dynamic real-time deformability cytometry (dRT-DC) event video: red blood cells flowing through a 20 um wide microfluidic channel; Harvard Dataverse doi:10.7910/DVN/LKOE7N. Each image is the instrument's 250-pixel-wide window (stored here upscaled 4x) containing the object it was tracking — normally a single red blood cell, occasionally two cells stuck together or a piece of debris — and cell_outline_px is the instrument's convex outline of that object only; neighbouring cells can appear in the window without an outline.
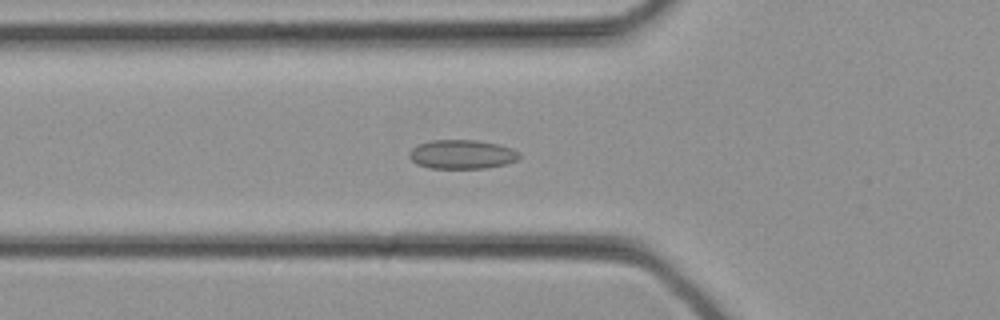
{"species": "common noctule bat (a hibernating species)", "species_latin": "Nyctalus noctula", "temperature_condition": "cold", "stored_images_in_passage": 27, "camera_frame_rate_fps": 3000, "um_per_image_px": 0.085, "animal": {"sex": "female", "body_mass_g": 21.9}, "frame": {"image": 1, "passage_image": 9, "time_ms": 2.667, "image_size_px": [1000, 320], "cell_outline_px": [[520, 156], [516, 160], [504, 164], [484, 168], [428, 168], [416, 164], [408, 156], [408, 152], [412, 148], [420, 144], [432, 140], [476, 140], [496, 144], [512, 148], [520, 152]], "centroid_in_image_um": [39.24, 13.12], "position_along_channel_um": 86.6, "area_um2": 18.55}}
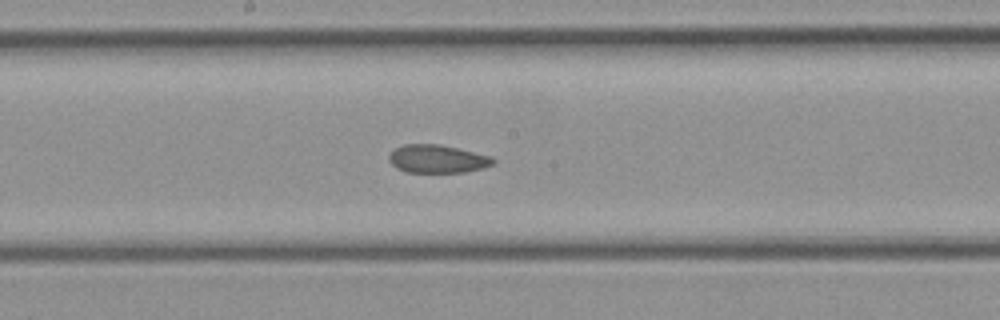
{"frame": {"image": 2, "passage_image": 15, "time_ms": 4.667, "image_size_px": [1000, 320], "cell_outline_px": [[496, 160], [492, 164], [484, 168], [464, 172], [404, 172], [396, 168], [388, 160], [388, 156], [396, 148], [404, 144], [440, 144], [492, 156]], "centroid_in_image_um": [37.18, 13.51], "position_along_channel_um": 211.0, "area_um2": 17.11}}
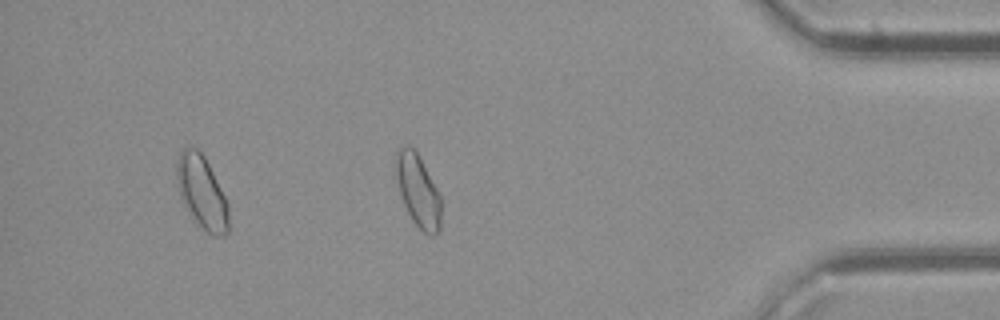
{"frame": {"image": 3, "passage_image": 26, "time_ms": 8.333, "image_size_px": [1000, 320], "cell_outline_px": [[228, 236], [212, 236], [192, 220], [180, 196], [176, 176], [176, 164], [180, 152], [184, 148], [196, 148], [204, 156], [228, 204]], "centroid_in_image_um": [17.15, 16.4], "position_along_channel_um": 418.1, "area_um2": 21.91}}